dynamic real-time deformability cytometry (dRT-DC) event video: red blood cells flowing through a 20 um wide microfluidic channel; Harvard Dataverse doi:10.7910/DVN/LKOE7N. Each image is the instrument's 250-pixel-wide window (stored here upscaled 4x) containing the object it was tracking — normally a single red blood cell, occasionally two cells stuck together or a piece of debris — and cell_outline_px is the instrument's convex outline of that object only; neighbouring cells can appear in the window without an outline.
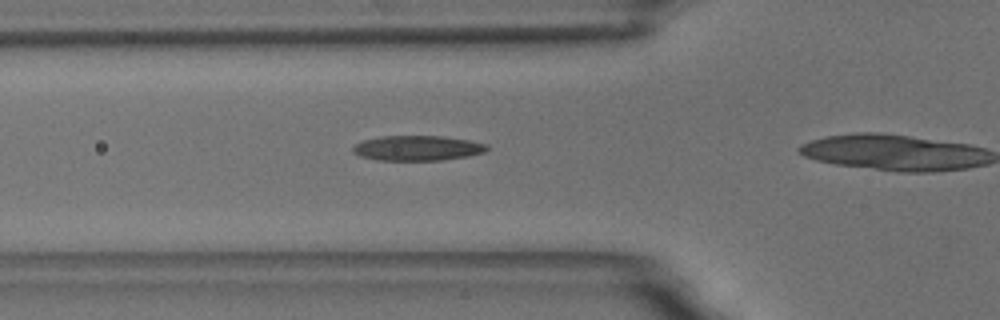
{"species": "common noctule bat (a hibernating species)", "species_latin": "Nyctalus noctula", "temperature_condition": "room temperature", "stored_images_in_passage": 12, "camera_frame_rate_fps": 3000, "um_per_image_px": 0.085, "animal": {"sex": "male", "body_mass_g": 18.8}, "frame": {"image": 1, "passage_image": 7, "time_ms": 2.0, "image_size_px": [1000, 320], "cell_outline_px": [[488, 148], [484, 152], [468, 156], [440, 160], [376, 160], [360, 156], [352, 152], [352, 148], [356, 144], [364, 140], [380, 136], [444, 136], [468, 140], [488, 144]], "centroid_in_image_um": [35.47, 12.58], "position_along_channel_um": 90.3, "area_um2": 19.54}}
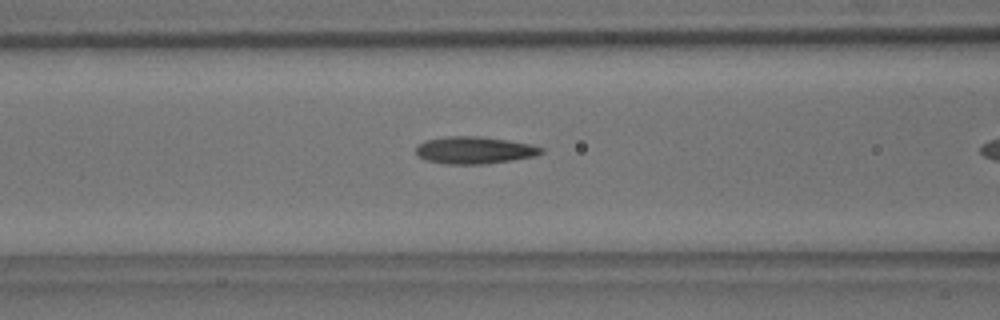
{"frame": {"image": 2, "passage_image": 10, "time_ms": 3.0, "image_size_px": [1000, 320], "cell_outline_px": [[544, 152], [536, 156], [512, 160], [484, 164], [444, 164], [424, 160], [416, 156], [416, 148], [424, 140], [444, 136], [480, 136], [508, 140], [528, 144], [544, 148]], "centroid_in_image_um": [40.29, 12.77], "position_along_channel_um": 126.3, "area_um2": 20.06}}